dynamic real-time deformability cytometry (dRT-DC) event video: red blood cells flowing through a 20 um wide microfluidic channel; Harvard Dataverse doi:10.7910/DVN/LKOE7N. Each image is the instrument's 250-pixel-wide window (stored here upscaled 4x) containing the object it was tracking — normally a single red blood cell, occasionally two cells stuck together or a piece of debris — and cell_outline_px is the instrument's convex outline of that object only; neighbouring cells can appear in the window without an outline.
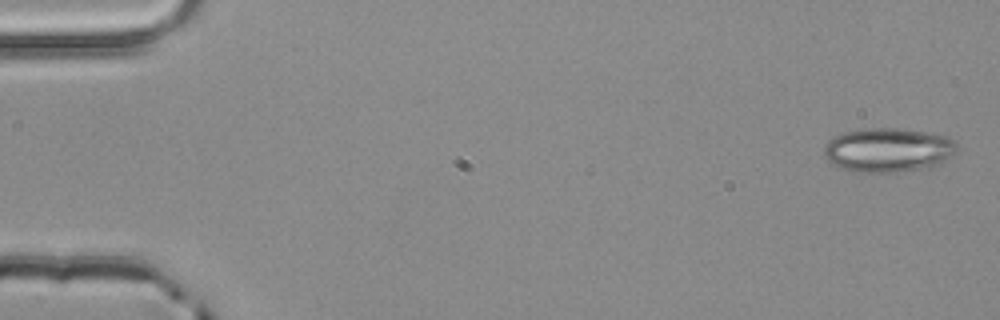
{"species": "common noctule bat (a hibernating species)", "species_latin": "Nyctalus noctula", "temperature_condition": "room temperature", "stored_images_in_passage": 4, "camera_frame_rate_fps": 3000, "um_per_image_px": 0.085, "animal": {"sex": "male", "body_mass_g": 20.4}, "frame": {"image": 1, "passage_image": 1, "time_ms": 0.0, "image_size_px": [1000, 320], "cell_outline_px": [[956, 152], [940, 164], [932, 168], [896, 172], [852, 172], [840, 168], [832, 164], [824, 156], [824, 148], [828, 140], [844, 132], [868, 128], [904, 128], [948, 136], [956, 144]], "centroid_in_image_um": [75.5, 12.76], "position_along_channel_um": 9.5, "area_um2": 34.56}}